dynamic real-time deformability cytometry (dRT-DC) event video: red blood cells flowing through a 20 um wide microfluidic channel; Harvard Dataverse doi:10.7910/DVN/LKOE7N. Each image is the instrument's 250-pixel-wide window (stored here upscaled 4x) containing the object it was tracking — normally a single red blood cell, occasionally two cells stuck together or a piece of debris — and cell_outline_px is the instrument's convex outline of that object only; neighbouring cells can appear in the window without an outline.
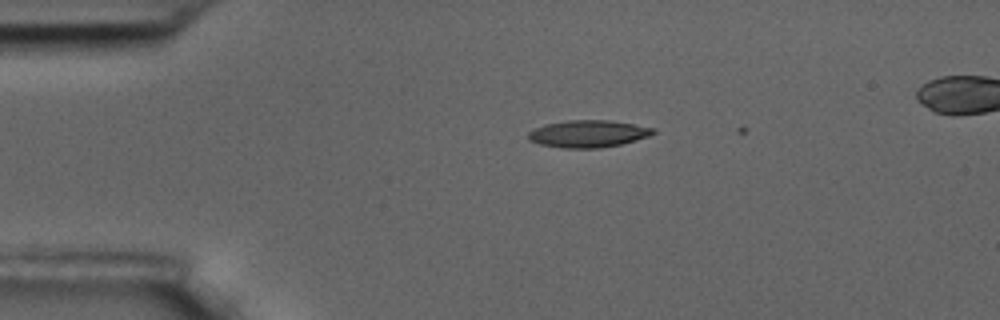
{"species": "common noctule bat (a hibernating species)", "species_latin": "Nyctalus noctula", "temperature_condition": "room temperature", "stored_images_in_passage": 5, "camera_frame_rate_fps": 3000, "um_per_image_px": 0.085, "animal": {"sex": "male", "body_mass_g": 17.5, "forearm_length_mm": 52.3}, "frame": {"image": 1, "passage_image": 4, "time_ms": 1.0, "image_size_px": [1000, 320], "cell_outline_px": [[656, 132], [648, 136], [636, 140], [620, 144], [600, 148], [560, 148], [540, 144], [528, 140], [528, 132], [532, 128], [544, 124], [568, 120], [608, 120], [656, 128]], "centroid_in_image_um": [49.95, 11.37], "position_along_channel_um": 35.1, "area_um2": 19.88}}